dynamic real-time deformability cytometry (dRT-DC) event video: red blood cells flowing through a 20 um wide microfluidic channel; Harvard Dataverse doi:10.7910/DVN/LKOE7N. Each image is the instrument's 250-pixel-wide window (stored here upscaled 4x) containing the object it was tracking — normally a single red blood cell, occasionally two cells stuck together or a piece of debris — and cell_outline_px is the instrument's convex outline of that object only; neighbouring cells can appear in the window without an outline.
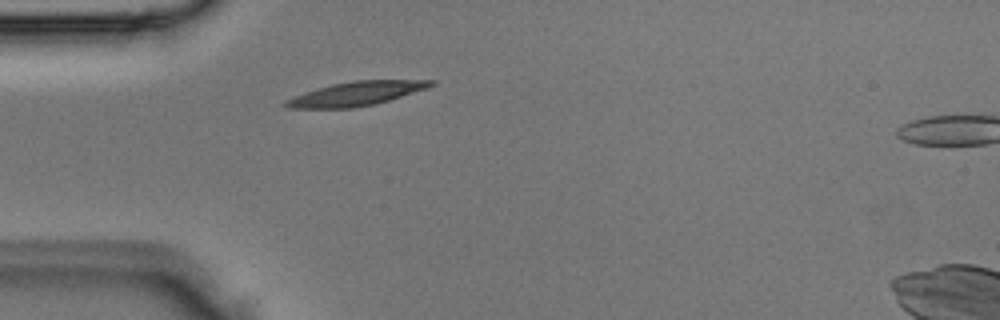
{"species": "Egyptian fruit bat (a non-hibernating species)", "species_latin": "Rousettus aegyptiacus", "temperature_condition": "room temperature", "stored_images_in_passage": 2, "camera_frame_rate_fps": 3000, "um_per_image_px": 0.085, "animal": {"sex": "male"}, "frame": {"image": 1, "passage_image": 1, "time_ms": 0.0, "image_size_px": [1000, 320], "cell_outline_px": [[436, 84], [428, 88], [376, 104], [352, 108], [292, 108], [284, 104], [284, 100], [332, 84], [352, 80], [436, 80]], "centroid_in_image_um": [30.36, 7.95], "position_along_channel_um": 54.6, "area_um2": 20.06}}